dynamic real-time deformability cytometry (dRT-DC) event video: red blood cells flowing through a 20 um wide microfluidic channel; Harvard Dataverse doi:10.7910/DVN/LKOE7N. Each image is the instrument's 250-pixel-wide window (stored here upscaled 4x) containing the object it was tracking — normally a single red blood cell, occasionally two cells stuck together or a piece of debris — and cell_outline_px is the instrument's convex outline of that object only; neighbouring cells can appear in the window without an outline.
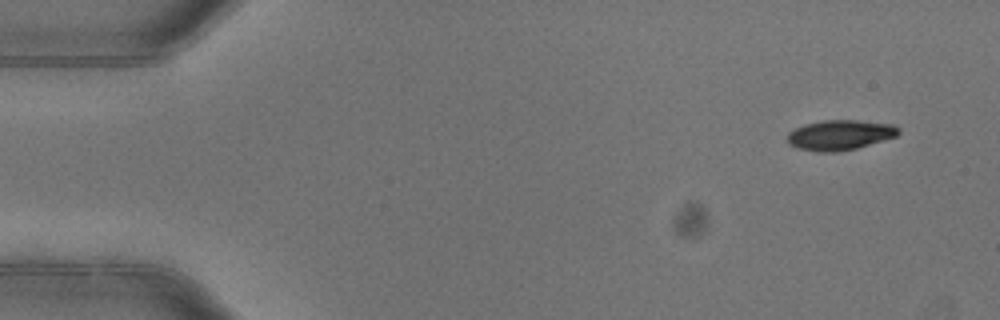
{"species": "common noctule bat (a hibernating species)", "species_latin": "Nyctalus noctula", "temperature_condition": "warm", "stored_images_in_passage": 4, "camera_frame_rate_fps": 3000, "um_per_image_px": 0.085, "animal": {"sex": "female"}, "frame": {"image": 1, "passage_image": 1, "time_ms": 0.0, "image_size_px": [1000, 320], "cell_outline_px": [[900, 132], [896, 136], [856, 148], [836, 152], [816, 152], [796, 148], [788, 144], [784, 140], [788, 132], [804, 124], [824, 120], [856, 120], [892, 124], [900, 128]], "centroid_in_image_um": [71.33, 11.48], "position_along_channel_um": 13.7, "area_um2": 19.65}}
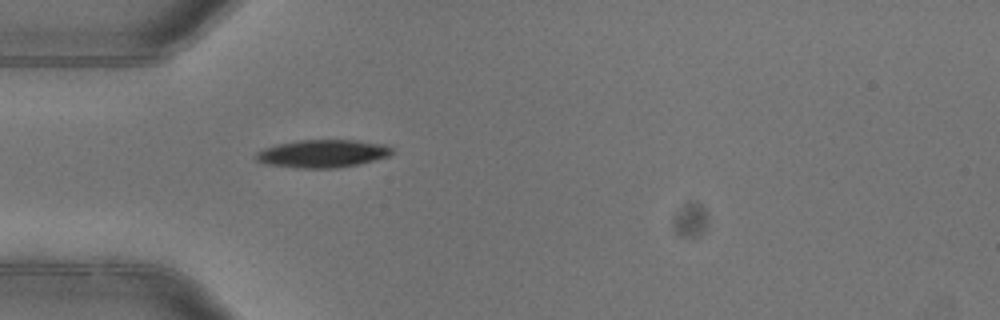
{"frame": {"image": 2, "passage_image": 4, "time_ms": 1.0, "image_size_px": [1000, 320], "cell_outline_px": [[392, 152], [388, 156], [360, 164], [336, 168], [296, 168], [264, 164], [256, 160], [256, 152], [264, 148], [276, 144], [296, 140], [356, 140], [384, 144], [392, 148]], "centroid_in_image_um": [27.38, 13.06], "position_along_channel_um": 57.6, "area_um2": 22.2}}